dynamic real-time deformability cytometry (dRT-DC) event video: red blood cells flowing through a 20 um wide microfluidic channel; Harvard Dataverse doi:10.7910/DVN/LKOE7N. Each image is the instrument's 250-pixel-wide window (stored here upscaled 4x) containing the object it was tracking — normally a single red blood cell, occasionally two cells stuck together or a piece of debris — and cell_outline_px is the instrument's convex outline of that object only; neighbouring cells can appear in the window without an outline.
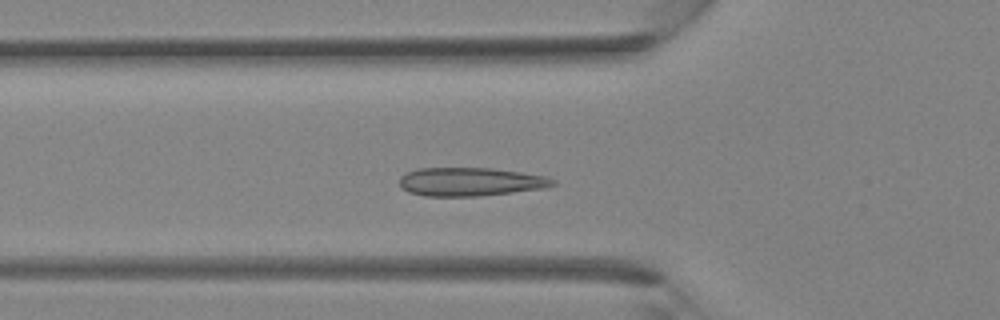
{"species": "Egyptian fruit bat (a non-hibernating species)", "species_latin": "Rousettus aegyptiacus", "temperature_condition": "room temperature", "stored_images_in_passage": 36, "segment_of_instrument_passage": [1, 2], "camera_frame_rate_fps": 3000, "um_per_image_px": 0.085, "animal": {"sex": "female"}, "frame": {"image": 1, "passage_image": 11, "time_ms": 3.333, "image_size_px": [1000, 320], "cell_outline_px": [[556, 184], [544, 188], [480, 196], [424, 196], [408, 192], [400, 188], [400, 176], [416, 168], [492, 168], [548, 176], [556, 180]], "centroid_in_image_um": [39.98, 15.45], "position_along_channel_um": 85.8, "area_um2": 25.61}}
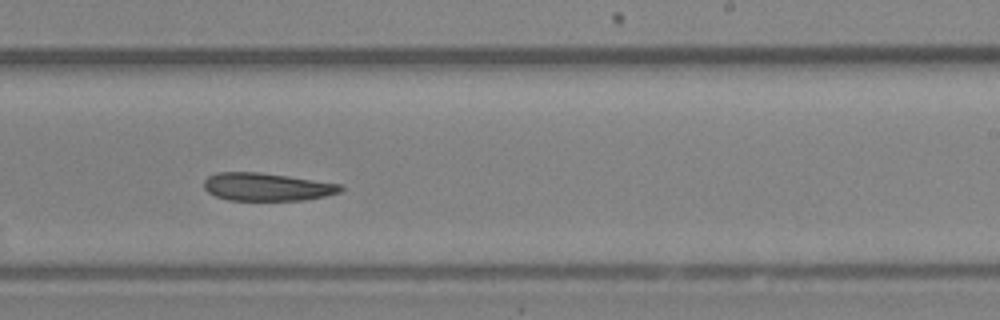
{"frame": {"image": 2, "passage_image": 21, "time_ms": 6.667, "image_size_px": [1000, 320], "cell_outline_px": [[344, 188], [340, 192], [324, 196], [304, 200], [228, 200], [216, 196], [208, 192], [204, 188], [204, 180], [208, 176], [216, 172], [260, 172], [288, 176], [340, 184]], "centroid_in_image_um": [22.65, 15.88], "position_along_channel_um": 266.3, "area_um2": 22.14}}
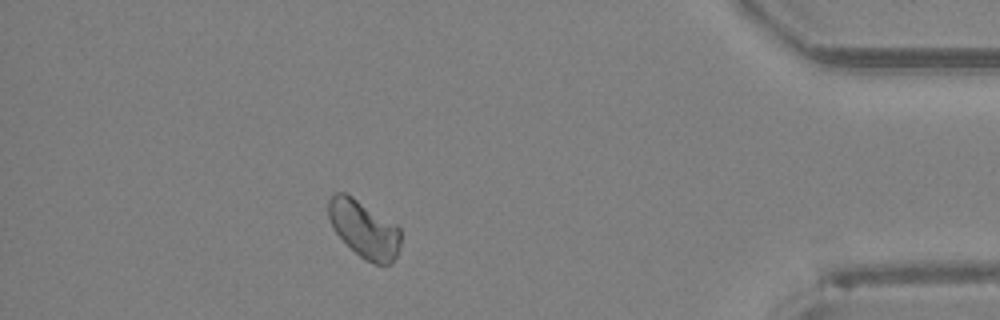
{"frame": {"image": 3, "passage_image": 31, "time_ms": 10.0, "image_size_px": [1000, 320], "cell_outline_px": [[400, 248], [396, 256], [388, 264], [376, 264], [364, 260], [332, 228], [328, 216], [328, 200], [336, 192], [344, 192], [352, 196], [396, 224], [400, 228]], "centroid_in_image_um": [30.95, 19.46], "position_along_channel_um": 404.3, "area_um2": 23.81}}